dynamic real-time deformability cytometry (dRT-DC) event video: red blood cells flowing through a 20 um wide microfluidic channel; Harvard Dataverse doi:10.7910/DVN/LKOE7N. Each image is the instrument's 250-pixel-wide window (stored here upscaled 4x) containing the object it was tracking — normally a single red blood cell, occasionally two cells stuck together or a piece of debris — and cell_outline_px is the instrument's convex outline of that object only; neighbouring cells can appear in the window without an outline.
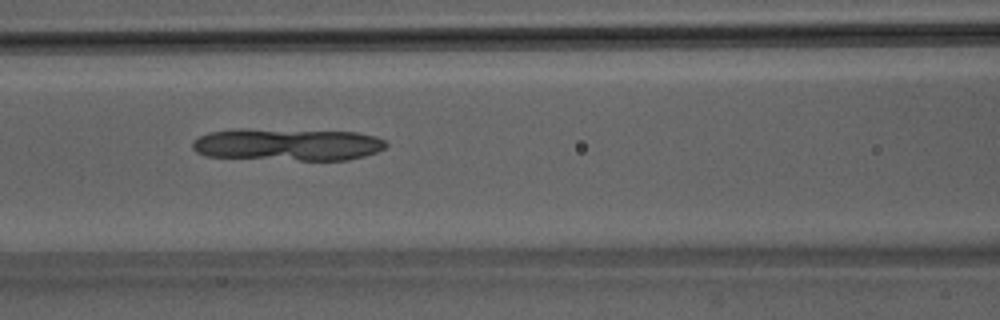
{"species": "Egyptian fruit bat (a non-hibernating species)", "species_latin": "Rousettus aegyptiacus", "temperature_condition": "room temperature", "stored_images_in_passage": 37, "camera_frame_rate_fps": 3000, "um_per_image_px": 0.085, "animal": {"sex": "male"}, "frame": {"image": 1, "passage_image": 9, "time_ms": 2.667, "image_size_px": [1000, 320], "cell_outline_px": [[388, 144], [384, 148], [376, 152], [364, 156], [348, 160], [300, 160], [204, 156], [196, 152], [192, 148], [192, 140], [208, 132], [240, 128], [356, 132], [376, 136], [384, 140]], "centroid_in_image_um": [24.42, 12.28], "position_along_channel_um": 142.2, "area_um2": 36.65}}
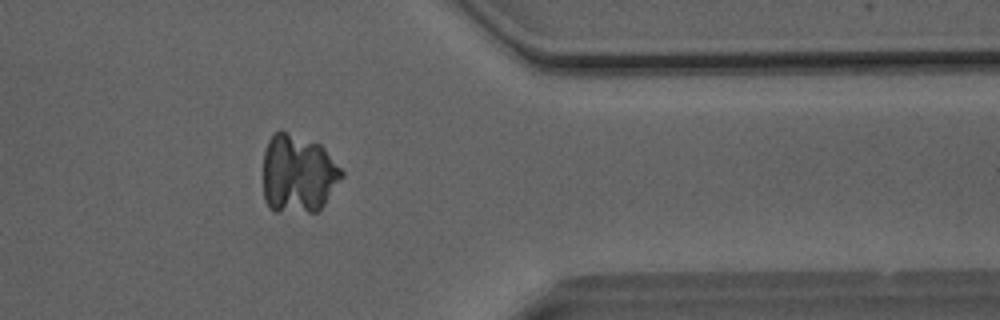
{"frame": {"image": 2, "passage_image": 28, "time_ms": 9.0, "image_size_px": [1000, 320], "cell_outline_px": [[344, 176], [324, 204], [316, 212], [272, 212], [268, 208], [264, 200], [264, 152], [268, 140], [280, 128], [320, 144], [324, 148], [344, 172]], "centroid_in_image_um": [25.33, 14.78], "position_along_channel_um": 386.1, "area_um2": 36.36}}
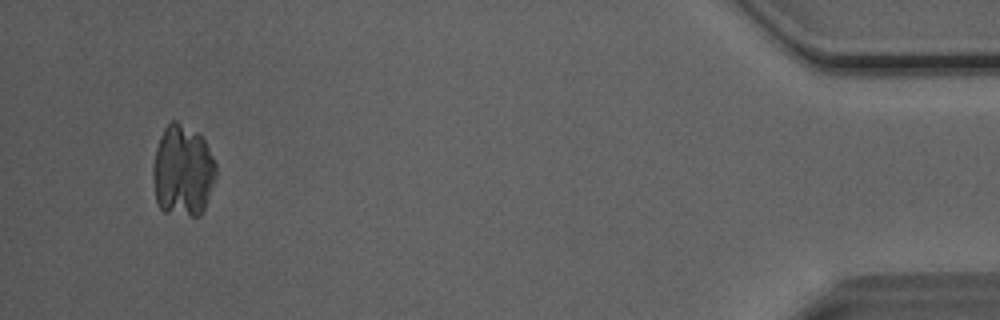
{"frame": {"image": 3, "passage_image": 35, "time_ms": 11.333, "image_size_px": [1000, 320], "cell_outline_px": [[216, 176], [204, 208], [200, 216], [192, 216], [164, 212], [156, 204], [152, 176], [152, 168], [156, 148], [160, 136], [164, 128], [172, 120], [176, 120], [200, 132], [216, 164]], "centroid_in_image_um": [15.52, 14.5], "position_along_channel_um": 419.7, "area_um2": 33.99}}